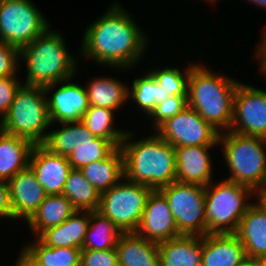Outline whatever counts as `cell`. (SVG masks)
Instances as JSON below:
<instances>
[{"mask_svg": "<svg viewBox=\"0 0 266 266\" xmlns=\"http://www.w3.org/2000/svg\"><path fill=\"white\" fill-rule=\"evenodd\" d=\"M239 266H253V259H245V261Z\"/></svg>", "mask_w": 266, "mask_h": 266, "instance_id": "obj_45", "label": "cell"}, {"mask_svg": "<svg viewBox=\"0 0 266 266\" xmlns=\"http://www.w3.org/2000/svg\"><path fill=\"white\" fill-rule=\"evenodd\" d=\"M253 194L251 188L227 179L211 181L205 187L206 234L235 233Z\"/></svg>", "mask_w": 266, "mask_h": 266, "instance_id": "obj_7", "label": "cell"}, {"mask_svg": "<svg viewBox=\"0 0 266 266\" xmlns=\"http://www.w3.org/2000/svg\"><path fill=\"white\" fill-rule=\"evenodd\" d=\"M266 28L262 29L263 31L260 33L261 34V42L259 45L256 47L257 49L254 52V55L257 59L259 64V73L262 74V76L265 74L266 76Z\"/></svg>", "mask_w": 266, "mask_h": 266, "instance_id": "obj_40", "label": "cell"}, {"mask_svg": "<svg viewBox=\"0 0 266 266\" xmlns=\"http://www.w3.org/2000/svg\"><path fill=\"white\" fill-rule=\"evenodd\" d=\"M156 82L162 88L163 101L167 100L169 96H187L188 79L190 75V65L186 67L185 71L173 68L170 66L148 70Z\"/></svg>", "mask_w": 266, "mask_h": 266, "instance_id": "obj_33", "label": "cell"}, {"mask_svg": "<svg viewBox=\"0 0 266 266\" xmlns=\"http://www.w3.org/2000/svg\"><path fill=\"white\" fill-rule=\"evenodd\" d=\"M60 129L48 132L42 144L51 153L68 157L79 146L88 145L95 136L82 121L61 123Z\"/></svg>", "mask_w": 266, "mask_h": 266, "instance_id": "obj_26", "label": "cell"}, {"mask_svg": "<svg viewBox=\"0 0 266 266\" xmlns=\"http://www.w3.org/2000/svg\"><path fill=\"white\" fill-rule=\"evenodd\" d=\"M80 266H118L116 249L82 250Z\"/></svg>", "mask_w": 266, "mask_h": 266, "instance_id": "obj_37", "label": "cell"}, {"mask_svg": "<svg viewBox=\"0 0 266 266\" xmlns=\"http://www.w3.org/2000/svg\"><path fill=\"white\" fill-rule=\"evenodd\" d=\"M60 31L49 27L42 35L20 49V61L26 65L23 84L44 87L77 74V60L67 50Z\"/></svg>", "mask_w": 266, "mask_h": 266, "instance_id": "obj_4", "label": "cell"}, {"mask_svg": "<svg viewBox=\"0 0 266 266\" xmlns=\"http://www.w3.org/2000/svg\"><path fill=\"white\" fill-rule=\"evenodd\" d=\"M187 106V96H169L167 100L156 104L155 109L148 116L151 118L154 131L167 119L174 117Z\"/></svg>", "mask_w": 266, "mask_h": 266, "instance_id": "obj_35", "label": "cell"}, {"mask_svg": "<svg viewBox=\"0 0 266 266\" xmlns=\"http://www.w3.org/2000/svg\"><path fill=\"white\" fill-rule=\"evenodd\" d=\"M128 98L137 104V108L149 116L156 104L163 101V91L156 79L148 71L139 78H135L132 87L129 88Z\"/></svg>", "mask_w": 266, "mask_h": 266, "instance_id": "obj_32", "label": "cell"}, {"mask_svg": "<svg viewBox=\"0 0 266 266\" xmlns=\"http://www.w3.org/2000/svg\"><path fill=\"white\" fill-rule=\"evenodd\" d=\"M229 131L266 139V90L238 84Z\"/></svg>", "mask_w": 266, "mask_h": 266, "instance_id": "obj_12", "label": "cell"}, {"mask_svg": "<svg viewBox=\"0 0 266 266\" xmlns=\"http://www.w3.org/2000/svg\"><path fill=\"white\" fill-rule=\"evenodd\" d=\"M116 147L103 138L95 137L88 145L79 146L67 158L73 169H81L84 166L106 158Z\"/></svg>", "mask_w": 266, "mask_h": 266, "instance_id": "obj_34", "label": "cell"}, {"mask_svg": "<svg viewBox=\"0 0 266 266\" xmlns=\"http://www.w3.org/2000/svg\"><path fill=\"white\" fill-rule=\"evenodd\" d=\"M159 266H201L202 236L180 235L158 244Z\"/></svg>", "mask_w": 266, "mask_h": 266, "instance_id": "obj_21", "label": "cell"}, {"mask_svg": "<svg viewBox=\"0 0 266 266\" xmlns=\"http://www.w3.org/2000/svg\"><path fill=\"white\" fill-rule=\"evenodd\" d=\"M23 84L16 76L0 78V121L8 113L15 95Z\"/></svg>", "mask_w": 266, "mask_h": 266, "instance_id": "obj_38", "label": "cell"}, {"mask_svg": "<svg viewBox=\"0 0 266 266\" xmlns=\"http://www.w3.org/2000/svg\"><path fill=\"white\" fill-rule=\"evenodd\" d=\"M90 221V211H76L58 226L43 231L37 238L53 248L82 249Z\"/></svg>", "mask_w": 266, "mask_h": 266, "instance_id": "obj_20", "label": "cell"}, {"mask_svg": "<svg viewBox=\"0 0 266 266\" xmlns=\"http://www.w3.org/2000/svg\"><path fill=\"white\" fill-rule=\"evenodd\" d=\"M90 106L108 108L117 111L129 99V85L117 78L96 77L84 86Z\"/></svg>", "mask_w": 266, "mask_h": 266, "instance_id": "obj_27", "label": "cell"}, {"mask_svg": "<svg viewBox=\"0 0 266 266\" xmlns=\"http://www.w3.org/2000/svg\"><path fill=\"white\" fill-rule=\"evenodd\" d=\"M158 191L167 200L181 235H206L205 186L175 181Z\"/></svg>", "mask_w": 266, "mask_h": 266, "instance_id": "obj_9", "label": "cell"}, {"mask_svg": "<svg viewBox=\"0 0 266 266\" xmlns=\"http://www.w3.org/2000/svg\"><path fill=\"white\" fill-rule=\"evenodd\" d=\"M256 196H258V197H256ZM254 197H256V199H258L256 201H258L266 210V189L258 191Z\"/></svg>", "mask_w": 266, "mask_h": 266, "instance_id": "obj_42", "label": "cell"}, {"mask_svg": "<svg viewBox=\"0 0 266 266\" xmlns=\"http://www.w3.org/2000/svg\"><path fill=\"white\" fill-rule=\"evenodd\" d=\"M245 259V249L234 233L202 236L201 266H239Z\"/></svg>", "mask_w": 266, "mask_h": 266, "instance_id": "obj_19", "label": "cell"}, {"mask_svg": "<svg viewBox=\"0 0 266 266\" xmlns=\"http://www.w3.org/2000/svg\"><path fill=\"white\" fill-rule=\"evenodd\" d=\"M34 146L28 139L0 130V180L9 181L28 168Z\"/></svg>", "mask_w": 266, "mask_h": 266, "instance_id": "obj_22", "label": "cell"}, {"mask_svg": "<svg viewBox=\"0 0 266 266\" xmlns=\"http://www.w3.org/2000/svg\"><path fill=\"white\" fill-rule=\"evenodd\" d=\"M79 170L101 194L124 177L123 152L120 147H116L106 158L94 161Z\"/></svg>", "mask_w": 266, "mask_h": 266, "instance_id": "obj_24", "label": "cell"}, {"mask_svg": "<svg viewBox=\"0 0 266 266\" xmlns=\"http://www.w3.org/2000/svg\"><path fill=\"white\" fill-rule=\"evenodd\" d=\"M75 212L71 202L63 194L46 195L27 223L35 239L46 229L60 225Z\"/></svg>", "mask_w": 266, "mask_h": 266, "instance_id": "obj_25", "label": "cell"}, {"mask_svg": "<svg viewBox=\"0 0 266 266\" xmlns=\"http://www.w3.org/2000/svg\"><path fill=\"white\" fill-rule=\"evenodd\" d=\"M156 133L174 147L218 145L220 135L218 130L188 105L162 123Z\"/></svg>", "mask_w": 266, "mask_h": 266, "instance_id": "obj_11", "label": "cell"}, {"mask_svg": "<svg viewBox=\"0 0 266 266\" xmlns=\"http://www.w3.org/2000/svg\"><path fill=\"white\" fill-rule=\"evenodd\" d=\"M249 1L248 3L252 2L254 5L261 6V8H265L266 9V0H247Z\"/></svg>", "mask_w": 266, "mask_h": 266, "instance_id": "obj_43", "label": "cell"}, {"mask_svg": "<svg viewBox=\"0 0 266 266\" xmlns=\"http://www.w3.org/2000/svg\"><path fill=\"white\" fill-rule=\"evenodd\" d=\"M71 80L72 78L43 87L51 127L54 126V123L58 125V122L61 124L82 121V117L90 107L86 88L80 84L72 83Z\"/></svg>", "mask_w": 266, "mask_h": 266, "instance_id": "obj_13", "label": "cell"}, {"mask_svg": "<svg viewBox=\"0 0 266 266\" xmlns=\"http://www.w3.org/2000/svg\"><path fill=\"white\" fill-rule=\"evenodd\" d=\"M205 2H208V3H210V4H212L213 5V3H215L216 2V0H204ZM218 1V0H217Z\"/></svg>", "mask_w": 266, "mask_h": 266, "instance_id": "obj_46", "label": "cell"}, {"mask_svg": "<svg viewBox=\"0 0 266 266\" xmlns=\"http://www.w3.org/2000/svg\"><path fill=\"white\" fill-rule=\"evenodd\" d=\"M31 0H0V41L21 49L51 25Z\"/></svg>", "mask_w": 266, "mask_h": 266, "instance_id": "obj_10", "label": "cell"}, {"mask_svg": "<svg viewBox=\"0 0 266 266\" xmlns=\"http://www.w3.org/2000/svg\"><path fill=\"white\" fill-rule=\"evenodd\" d=\"M122 232L98 210L90 211V221L82 250H107L116 247Z\"/></svg>", "mask_w": 266, "mask_h": 266, "instance_id": "obj_29", "label": "cell"}, {"mask_svg": "<svg viewBox=\"0 0 266 266\" xmlns=\"http://www.w3.org/2000/svg\"><path fill=\"white\" fill-rule=\"evenodd\" d=\"M136 233L158 244L181 235L167 200L158 190L150 193Z\"/></svg>", "mask_w": 266, "mask_h": 266, "instance_id": "obj_14", "label": "cell"}, {"mask_svg": "<svg viewBox=\"0 0 266 266\" xmlns=\"http://www.w3.org/2000/svg\"><path fill=\"white\" fill-rule=\"evenodd\" d=\"M219 145L230 171L227 180L247 186L255 193L266 189L265 138L226 131L220 133Z\"/></svg>", "mask_w": 266, "mask_h": 266, "instance_id": "obj_5", "label": "cell"}, {"mask_svg": "<svg viewBox=\"0 0 266 266\" xmlns=\"http://www.w3.org/2000/svg\"><path fill=\"white\" fill-rule=\"evenodd\" d=\"M118 266H159L158 243L136 232L122 233L116 244Z\"/></svg>", "mask_w": 266, "mask_h": 266, "instance_id": "obj_23", "label": "cell"}, {"mask_svg": "<svg viewBox=\"0 0 266 266\" xmlns=\"http://www.w3.org/2000/svg\"><path fill=\"white\" fill-rule=\"evenodd\" d=\"M117 1L106 9L84 31L80 57L92 60L102 67L126 71L143 58L148 37ZM89 58V59H88ZM138 62V63H137Z\"/></svg>", "mask_w": 266, "mask_h": 266, "instance_id": "obj_1", "label": "cell"}, {"mask_svg": "<svg viewBox=\"0 0 266 266\" xmlns=\"http://www.w3.org/2000/svg\"><path fill=\"white\" fill-rule=\"evenodd\" d=\"M10 219L14 218L13 208L10 199V190L8 181L0 180V218Z\"/></svg>", "mask_w": 266, "mask_h": 266, "instance_id": "obj_39", "label": "cell"}, {"mask_svg": "<svg viewBox=\"0 0 266 266\" xmlns=\"http://www.w3.org/2000/svg\"><path fill=\"white\" fill-rule=\"evenodd\" d=\"M8 185L15 221L22 219L27 222L47 194L30 167L18 172Z\"/></svg>", "mask_w": 266, "mask_h": 266, "instance_id": "obj_17", "label": "cell"}, {"mask_svg": "<svg viewBox=\"0 0 266 266\" xmlns=\"http://www.w3.org/2000/svg\"><path fill=\"white\" fill-rule=\"evenodd\" d=\"M20 62V49L0 41V78L16 76Z\"/></svg>", "mask_w": 266, "mask_h": 266, "instance_id": "obj_36", "label": "cell"}, {"mask_svg": "<svg viewBox=\"0 0 266 266\" xmlns=\"http://www.w3.org/2000/svg\"><path fill=\"white\" fill-rule=\"evenodd\" d=\"M0 125L6 133L43 144L51 126L44 88L22 84Z\"/></svg>", "mask_w": 266, "mask_h": 266, "instance_id": "obj_6", "label": "cell"}, {"mask_svg": "<svg viewBox=\"0 0 266 266\" xmlns=\"http://www.w3.org/2000/svg\"><path fill=\"white\" fill-rule=\"evenodd\" d=\"M152 191L148 186L123 177L116 185L101 193L98 211L108 217L122 233L136 232Z\"/></svg>", "mask_w": 266, "mask_h": 266, "instance_id": "obj_8", "label": "cell"}, {"mask_svg": "<svg viewBox=\"0 0 266 266\" xmlns=\"http://www.w3.org/2000/svg\"><path fill=\"white\" fill-rule=\"evenodd\" d=\"M22 248L40 266H80L82 249L48 247L37 237Z\"/></svg>", "mask_w": 266, "mask_h": 266, "instance_id": "obj_31", "label": "cell"}, {"mask_svg": "<svg viewBox=\"0 0 266 266\" xmlns=\"http://www.w3.org/2000/svg\"><path fill=\"white\" fill-rule=\"evenodd\" d=\"M217 145L175 147L176 181L207 186L214 177L209 149Z\"/></svg>", "mask_w": 266, "mask_h": 266, "instance_id": "obj_16", "label": "cell"}, {"mask_svg": "<svg viewBox=\"0 0 266 266\" xmlns=\"http://www.w3.org/2000/svg\"><path fill=\"white\" fill-rule=\"evenodd\" d=\"M133 137L134 133L127 130L120 146L123 152L124 177L153 190L175 182V147L155 131L153 135L141 140H134Z\"/></svg>", "mask_w": 266, "mask_h": 266, "instance_id": "obj_2", "label": "cell"}, {"mask_svg": "<svg viewBox=\"0 0 266 266\" xmlns=\"http://www.w3.org/2000/svg\"><path fill=\"white\" fill-rule=\"evenodd\" d=\"M115 110L90 106L82 117V122L95 136L109 140L115 147H120L127 130L114 127Z\"/></svg>", "mask_w": 266, "mask_h": 266, "instance_id": "obj_30", "label": "cell"}, {"mask_svg": "<svg viewBox=\"0 0 266 266\" xmlns=\"http://www.w3.org/2000/svg\"><path fill=\"white\" fill-rule=\"evenodd\" d=\"M206 67L191 63L187 105L220 133L226 132L231 128L234 96L241 81Z\"/></svg>", "mask_w": 266, "mask_h": 266, "instance_id": "obj_3", "label": "cell"}, {"mask_svg": "<svg viewBox=\"0 0 266 266\" xmlns=\"http://www.w3.org/2000/svg\"><path fill=\"white\" fill-rule=\"evenodd\" d=\"M15 262V266H40L23 249Z\"/></svg>", "mask_w": 266, "mask_h": 266, "instance_id": "obj_41", "label": "cell"}, {"mask_svg": "<svg viewBox=\"0 0 266 266\" xmlns=\"http://www.w3.org/2000/svg\"><path fill=\"white\" fill-rule=\"evenodd\" d=\"M234 234L243 244L247 258L266 260V210L258 201L249 206Z\"/></svg>", "mask_w": 266, "mask_h": 266, "instance_id": "obj_18", "label": "cell"}, {"mask_svg": "<svg viewBox=\"0 0 266 266\" xmlns=\"http://www.w3.org/2000/svg\"><path fill=\"white\" fill-rule=\"evenodd\" d=\"M253 266H266V260H254L253 259Z\"/></svg>", "mask_w": 266, "mask_h": 266, "instance_id": "obj_44", "label": "cell"}, {"mask_svg": "<svg viewBox=\"0 0 266 266\" xmlns=\"http://www.w3.org/2000/svg\"><path fill=\"white\" fill-rule=\"evenodd\" d=\"M62 194L76 211H95L100 206L101 194L79 169L70 170Z\"/></svg>", "mask_w": 266, "mask_h": 266, "instance_id": "obj_28", "label": "cell"}, {"mask_svg": "<svg viewBox=\"0 0 266 266\" xmlns=\"http://www.w3.org/2000/svg\"><path fill=\"white\" fill-rule=\"evenodd\" d=\"M29 167L47 195L62 194L72 169L66 156L53 154L42 144L34 146Z\"/></svg>", "mask_w": 266, "mask_h": 266, "instance_id": "obj_15", "label": "cell"}]
</instances>
